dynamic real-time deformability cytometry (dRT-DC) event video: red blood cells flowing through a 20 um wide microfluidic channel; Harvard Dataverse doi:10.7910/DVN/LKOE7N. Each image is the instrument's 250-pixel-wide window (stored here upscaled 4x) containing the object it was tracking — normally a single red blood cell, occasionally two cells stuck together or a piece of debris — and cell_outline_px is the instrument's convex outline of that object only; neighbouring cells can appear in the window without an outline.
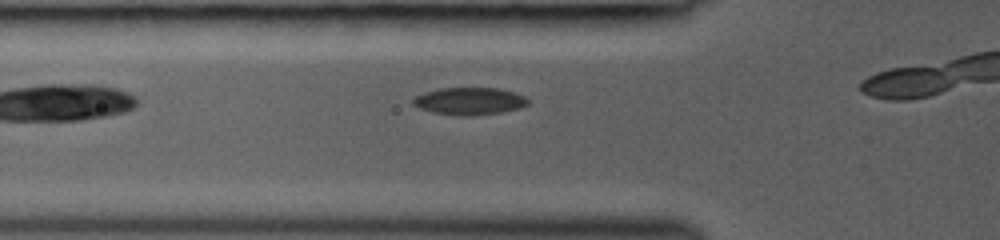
{"species": "common noctule bat (a hibernating species)", "species_latin": "Nyctalus noctula", "temperature_condition": "room temperature", "stored_images_in_passage": 4, "camera_frame_rate_fps": 3000, "um_per_image_px": 0.085, "animal": {"sex": "female", "body_mass_g": 19.0, "forearm_length_mm": 53.3}, "frame": {"image": 1, "passage_image": 2, "time_ms": 0.333, "image_size_px": [1000, 240], "cell_outline_px": [[528, 104], [520, 108], [504, 112], [472, 116], [460, 116], [432, 112], [420, 108], [412, 104], [412, 100], [416, 96], [424, 92], [440, 88], [496, 88], [512, 92], [524, 96], [528, 100]], "centroid_in_image_um": [39.89, 8.6], "position_along_channel_um": 85.9, "area_um2": 18.32}}